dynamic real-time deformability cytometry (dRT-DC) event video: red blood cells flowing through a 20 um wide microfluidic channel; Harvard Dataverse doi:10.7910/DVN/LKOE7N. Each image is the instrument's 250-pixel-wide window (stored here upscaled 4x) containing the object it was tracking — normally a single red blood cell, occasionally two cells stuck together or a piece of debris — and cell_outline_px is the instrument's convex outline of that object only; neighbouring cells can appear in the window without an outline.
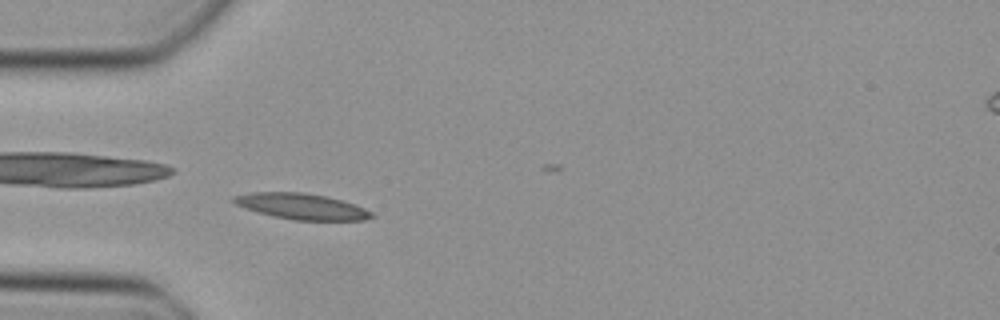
{"species": "Egyptian fruit bat (a non-hibernating species)", "species_latin": "Rousettus aegyptiacus", "temperature_condition": "cold", "stored_images_in_passage": 11, "camera_frame_rate_fps": 3000, "um_per_image_px": 0.085, "animal": {"sex": "female"}, "frame": {"image": 1, "passage_image": 2, "time_ms": 0.333, "image_size_px": [1000, 320], "cell_outline_px": [[372, 216], [364, 220], [292, 220], [272, 216], [236, 204], [232, 200], [232, 196], [252, 192], [304, 192], [324, 196], [340, 200], [364, 208], [372, 212]], "centroid_in_image_um": [25.61, 17.54], "position_along_channel_um": 59.4, "area_um2": 20.4}}